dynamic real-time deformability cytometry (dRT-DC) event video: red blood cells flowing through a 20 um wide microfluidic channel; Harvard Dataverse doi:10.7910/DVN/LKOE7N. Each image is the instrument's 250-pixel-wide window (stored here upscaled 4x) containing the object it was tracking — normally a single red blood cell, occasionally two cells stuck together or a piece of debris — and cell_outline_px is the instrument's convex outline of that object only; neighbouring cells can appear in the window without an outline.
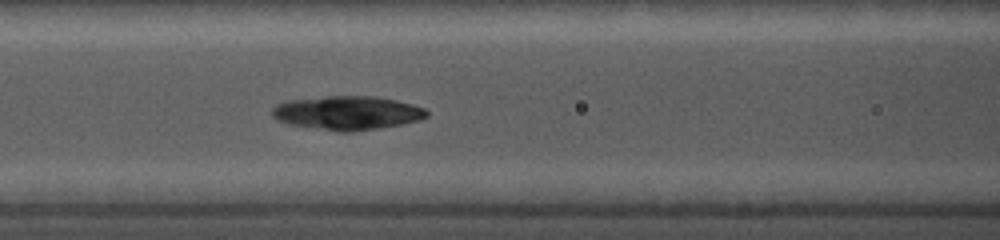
{"species": "common noctule bat (a hibernating species)", "species_latin": "Nyctalus noctula", "temperature_condition": "cold", "stored_images_in_passage": 14, "camera_frame_rate_fps": 5000, "um_per_image_px": 0.085, "animal": {"sex": "female", "body_mass_g": 19.0, "forearm_length_mm": 56.7}, "frame": {"image": 1, "passage_image": 7, "time_ms": 5.0, "image_size_px": [1000, 240], "cell_outline_px": [[428, 116], [420, 120], [380, 128], [352, 132], [336, 132], [288, 124], [276, 120], [272, 116], [272, 108], [276, 104], [284, 100], [324, 96], [376, 96], [396, 100], [412, 104], [424, 108], [428, 112]], "centroid_in_image_um": [29.47, 9.59], "position_along_channel_um": 137.1, "area_um2": 30.92}}
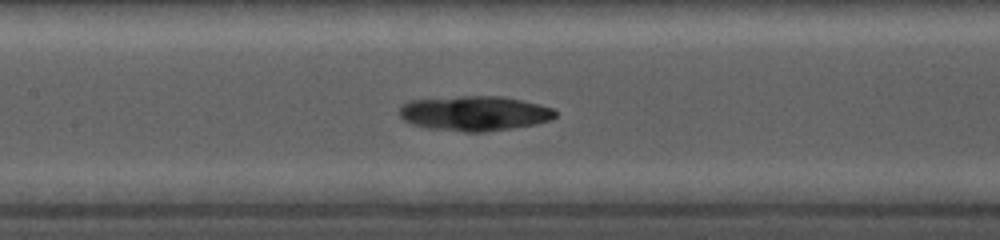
{"frame": {"image": 2, "passage_image": 8, "time_ms": 5.8, "image_size_px": [1000, 240], "cell_outline_px": [[556, 116], [552, 120], [536, 124], [512, 128], [484, 132], [464, 132], [424, 128], [412, 124], [404, 120], [396, 112], [400, 104], [408, 100], [460, 96], [500, 96], [520, 100], [552, 108], [556, 112]], "centroid_in_image_um": [40.25, 9.64], "position_along_channel_um": 167.1, "area_um2": 32.02}}